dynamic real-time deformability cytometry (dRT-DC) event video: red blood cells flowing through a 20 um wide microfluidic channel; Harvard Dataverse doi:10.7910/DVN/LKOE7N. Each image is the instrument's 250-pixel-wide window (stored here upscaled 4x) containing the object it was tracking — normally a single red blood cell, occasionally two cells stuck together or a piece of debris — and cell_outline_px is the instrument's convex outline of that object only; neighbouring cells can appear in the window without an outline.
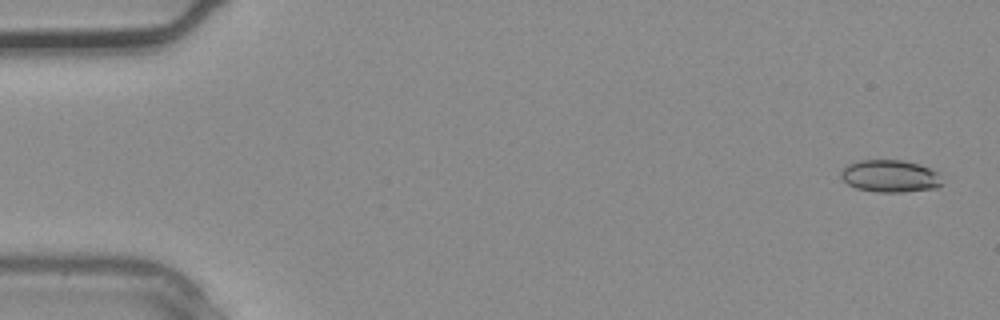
{"species": "common noctule bat (a hibernating species)", "species_latin": "Nyctalus noctula", "temperature_condition": "warm", "stored_images_in_passage": 4, "camera_frame_rate_fps": 3000, "um_per_image_px": 0.085, "animal": {"sex": "male", "body_mass_g": 20.4}, "frame": {"image": 1, "passage_image": 1, "time_ms": 0.0, "image_size_px": [1000, 320], "cell_outline_px": [[944, 184], [936, 188], [904, 192], [876, 192], [856, 188], [848, 184], [840, 176], [840, 172], [848, 164], [860, 160], [904, 160], [920, 164], [936, 172]], "centroid_in_image_um": [75.66, 14.97], "position_along_channel_um": 9.3, "area_um2": 19.07}}